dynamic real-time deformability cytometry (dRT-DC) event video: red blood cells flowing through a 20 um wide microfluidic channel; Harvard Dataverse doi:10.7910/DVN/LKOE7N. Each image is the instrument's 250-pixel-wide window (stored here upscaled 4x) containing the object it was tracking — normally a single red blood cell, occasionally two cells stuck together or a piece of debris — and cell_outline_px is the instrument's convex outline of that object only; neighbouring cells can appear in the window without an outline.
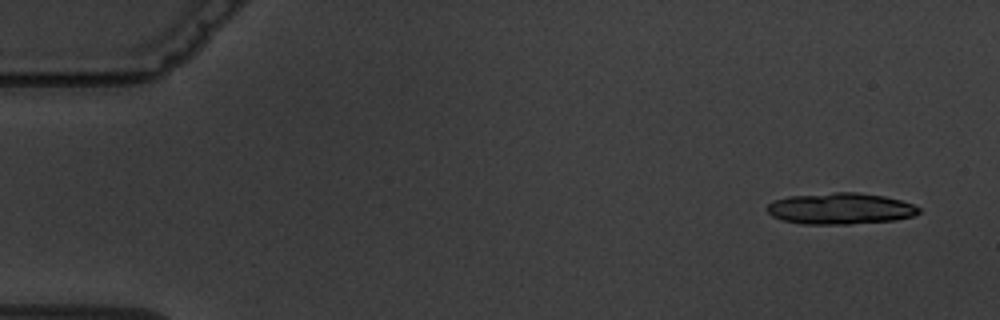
{"species": "common noctule bat (a hibernating species)", "species_latin": "Nyctalus noctula", "temperature_condition": "warm", "stored_images_in_passage": 4, "camera_frame_rate_fps": 3000, "um_per_image_px": 0.085, "animal": {"sex": "male", "body_mass_g": 19.5, "forearm_length_mm": 54.6}, "frame": {"image": 1, "passage_image": 1, "time_ms": 0.0, "image_size_px": [1000, 320], "cell_outline_px": [[920, 212], [912, 216], [896, 220], [848, 224], [800, 224], [780, 220], [772, 216], [764, 208], [772, 200], [788, 196], [832, 192], [856, 192], [884, 196], [900, 200], [912, 204], [920, 208]], "centroid_in_image_um": [71.37, 17.73], "position_along_channel_um": 13.6, "area_um2": 27.98}}